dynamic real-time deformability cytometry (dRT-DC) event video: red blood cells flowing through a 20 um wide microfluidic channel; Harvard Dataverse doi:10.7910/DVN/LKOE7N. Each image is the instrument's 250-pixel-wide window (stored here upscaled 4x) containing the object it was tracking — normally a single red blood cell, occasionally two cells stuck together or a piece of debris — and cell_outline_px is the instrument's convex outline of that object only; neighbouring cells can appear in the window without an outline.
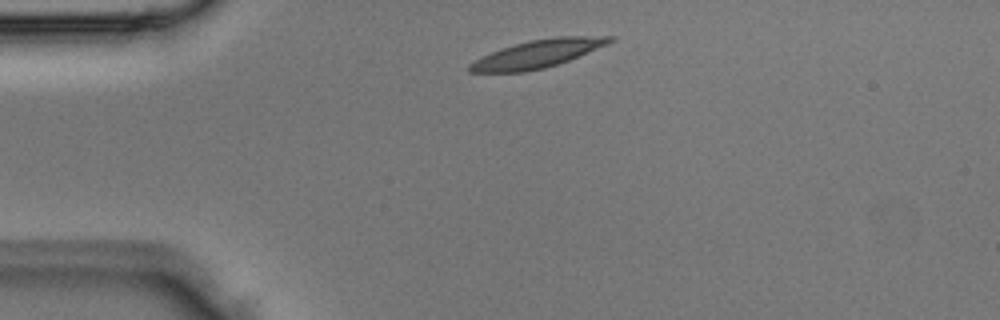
{"species": "Egyptian fruit bat (a non-hibernating species)", "species_latin": "Rousettus aegyptiacus", "temperature_condition": "room temperature", "stored_images_in_passage": 2, "segment_of_instrument_passage": [2, 2], "camera_frame_rate_fps": 3000, "um_per_image_px": 0.085, "animal": {"sex": "male"}, "frame": {"image": 1, "passage_image": 2, "time_ms": 0.333, "image_size_px": [1000, 320], "cell_outline_px": [[616, 40], [608, 44], [568, 60], [544, 68], [524, 72], [468, 72], [468, 64], [500, 48], [528, 40], [556, 36], [616, 36]], "centroid_in_image_um": [45.71, 4.56], "position_along_channel_um": 39.3, "area_um2": 22.66}}